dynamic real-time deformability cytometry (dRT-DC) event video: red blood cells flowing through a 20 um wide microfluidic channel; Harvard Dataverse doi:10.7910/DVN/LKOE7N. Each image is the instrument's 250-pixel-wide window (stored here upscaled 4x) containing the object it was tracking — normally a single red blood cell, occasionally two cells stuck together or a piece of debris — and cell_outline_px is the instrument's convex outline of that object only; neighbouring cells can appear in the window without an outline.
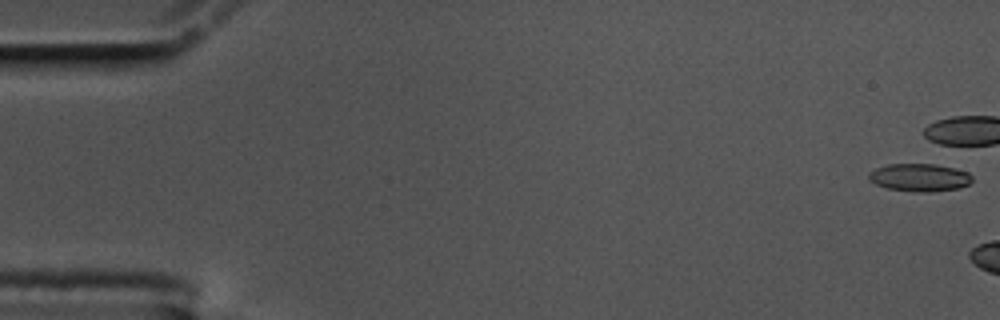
{"species": "common noctule bat (a hibernating species)", "species_latin": "Nyctalus noctula", "temperature_condition": "cold", "stored_images_in_passage": 5, "camera_frame_rate_fps": 3000, "um_per_image_px": 0.085, "animal": {"sex": "male", "body_mass_g": 17.5, "forearm_length_mm": 52.3}, "frame": {"image": 1, "passage_image": 1, "time_ms": 0.0, "image_size_px": [1000, 320], "cell_outline_px": [[972, 180], [968, 184], [960, 188], [932, 192], [912, 192], [888, 188], [876, 184], [868, 180], [868, 172], [876, 168], [888, 164], [936, 164], [968, 172], [972, 176]], "centroid_in_image_um": [78.14, 15.09], "position_along_channel_um": 6.9, "area_um2": 16.82}}